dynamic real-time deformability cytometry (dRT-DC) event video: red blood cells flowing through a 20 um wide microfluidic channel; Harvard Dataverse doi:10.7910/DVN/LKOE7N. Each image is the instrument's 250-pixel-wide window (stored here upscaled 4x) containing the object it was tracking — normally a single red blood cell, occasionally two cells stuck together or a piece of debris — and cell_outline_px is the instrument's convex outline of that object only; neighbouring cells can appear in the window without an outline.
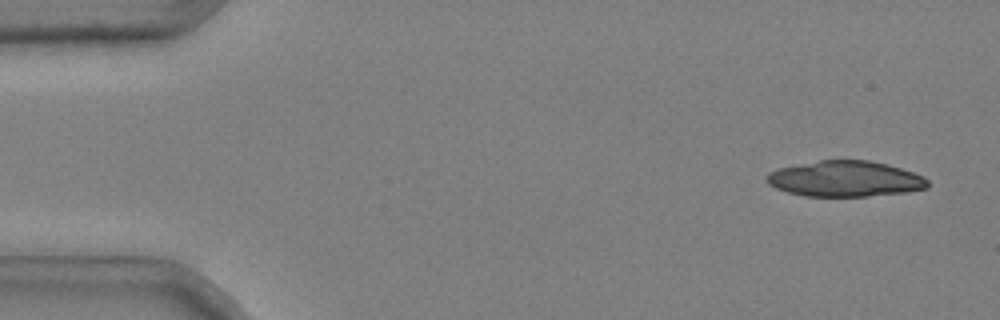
{"species": "common noctule bat (a hibernating species)", "species_latin": "Nyctalus noctula", "temperature_condition": "cold", "stored_images_in_passage": 18, "camera_frame_rate_fps": 3000, "um_per_image_px": 0.085, "animal": {"sex": "male", "body_mass_g": 20.4}, "frame": {"image": 1, "passage_image": 3, "time_ms": 0.667, "image_size_px": [1000, 320], "cell_outline_px": [[928, 188], [908, 192], [868, 196], [804, 196], [788, 192], [776, 188], [768, 184], [764, 176], [768, 172], [780, 168], [820, 160], [868, 160], [888, 164], [924, 176], [928, 180]], "centroid_in_image_um": [71.84, 15.2], "position_along_channel_um": 13.2, "area_um2": 33.58}}